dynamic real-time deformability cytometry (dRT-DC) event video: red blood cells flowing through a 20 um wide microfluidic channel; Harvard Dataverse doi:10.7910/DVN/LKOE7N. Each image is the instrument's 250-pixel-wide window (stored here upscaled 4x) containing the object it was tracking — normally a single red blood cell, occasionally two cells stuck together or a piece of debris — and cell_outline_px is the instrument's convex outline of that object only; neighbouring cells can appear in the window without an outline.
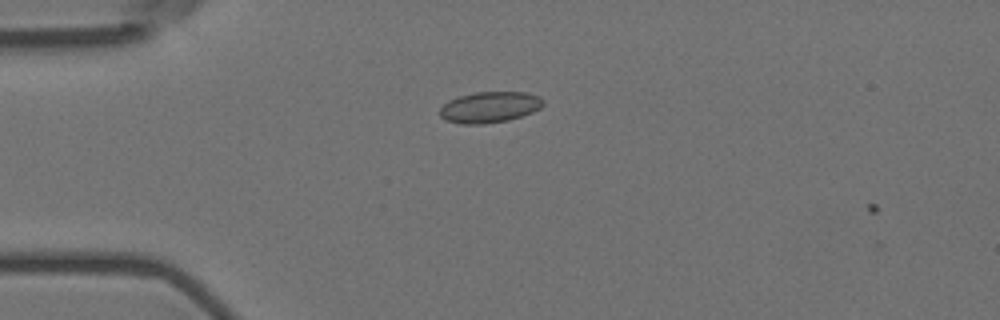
{"species": "Egyptian fruit bat (a non-hibernating species)", "species_latin": "Rousettus aegyptiacus", "temperature_condition": "room temperature", "stored_images_in_passage": 4, "camera_frame_rate_fps": 3000, "um_per_image_px": 0.085, "animal": {"sex": "female"}, "frame": {"image": 1, "passage_image": 3, "time_ms": 0.667, "image_size_px": [1000, 320], "cell_outline_px": [[544, 104], [540, 108], [532, 112], [508, 120], [484, 124], [460, 124], [444, 120], [440, 116], [440, 108], [448, 100], [460, 96], [476, 92], [528, 92], [540, 96], [544, 100]], "centroid_in_image_um": [41.62, 9.11], "position_along_channel_um": 43.4, "area_um2": 18.79}}